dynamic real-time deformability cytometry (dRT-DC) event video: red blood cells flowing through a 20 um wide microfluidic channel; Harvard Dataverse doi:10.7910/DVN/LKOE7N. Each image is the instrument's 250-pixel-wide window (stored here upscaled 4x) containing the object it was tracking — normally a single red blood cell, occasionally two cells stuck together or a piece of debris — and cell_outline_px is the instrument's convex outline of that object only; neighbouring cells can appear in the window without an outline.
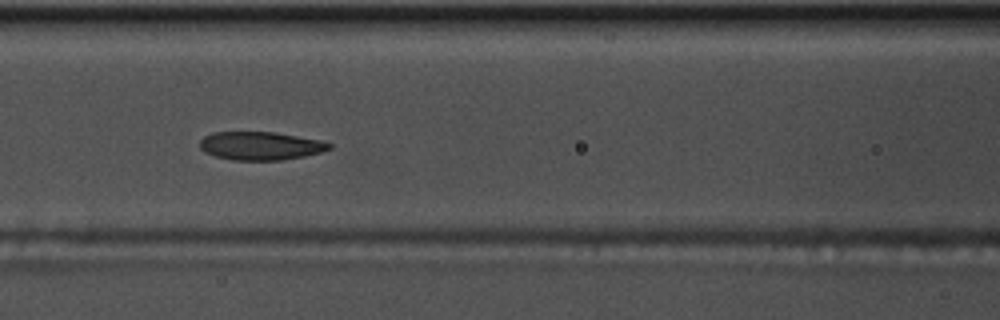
{"species": "common noctule bat (a hibernating species)", "species_latin": "Nyctalus noctula", "temperature_condition": "warm", "stored_images_in_passage": 54, "camera_frame_rate_fps": 3000, "um_per_image_px": 0.085, "animal": {"sex": "male", "body_mass_g": 17.5, "forearm_length_mm": 52.3}, "frame": {"image": 1, "passage_image": 22, "time_ms": 7.0, "image_size_px": [1000, 320], "cell_outline_px": [[332, 148], [320, 152], [304, 156], [284, 160], [232, 160], [216, 156], [204, 152], [200, 148], [200, 140], [204, 136], [212, 132], [272, 132], [320, 140], [332, 144]], "centroid_in_image_um": [22.12, 12.4], "position_along_channel_um": 144.5, "area_um2": 21.27}}
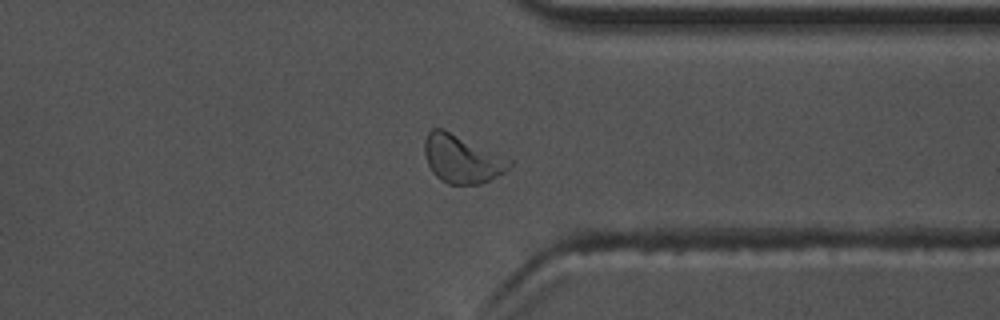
{"frame": {"image": 2, "passage_image": 41, "time_ms": 13.333, "image_size_px": [1000, 320], "cell_outline_px": [[512, 164], [504, 172], [480, 184], [448, 184], [440, 180], [432, 172], [428, 164], [424, 152], [424, 140], [428, 132], [432, 128], [444, 128], [512, 160]], "centroid_in_image_um": [39.22, 13.5], "position_along_channel_um": 372.2, "area_um2": 23.7}}
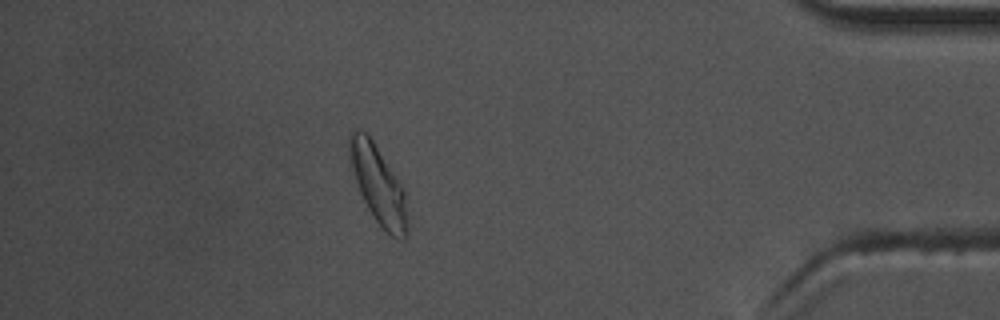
{"frame": {"image": 3, "passage_image": 47, "time_ms": 15.333, "image_size_px": [1000, 320], "cell_outline_px": [[408, 232], [404, 240], [400, 240], [384, 232], [380, 228], [372, 216], [360, 192], [348, 160], [348, 132], [356, 128], [368, 132], [404, 188], [408, 216]], "centroid_in_image_um": [32.14, 15.68], "position_along_channel_um": 403.1, "area_um2": 27.22}}